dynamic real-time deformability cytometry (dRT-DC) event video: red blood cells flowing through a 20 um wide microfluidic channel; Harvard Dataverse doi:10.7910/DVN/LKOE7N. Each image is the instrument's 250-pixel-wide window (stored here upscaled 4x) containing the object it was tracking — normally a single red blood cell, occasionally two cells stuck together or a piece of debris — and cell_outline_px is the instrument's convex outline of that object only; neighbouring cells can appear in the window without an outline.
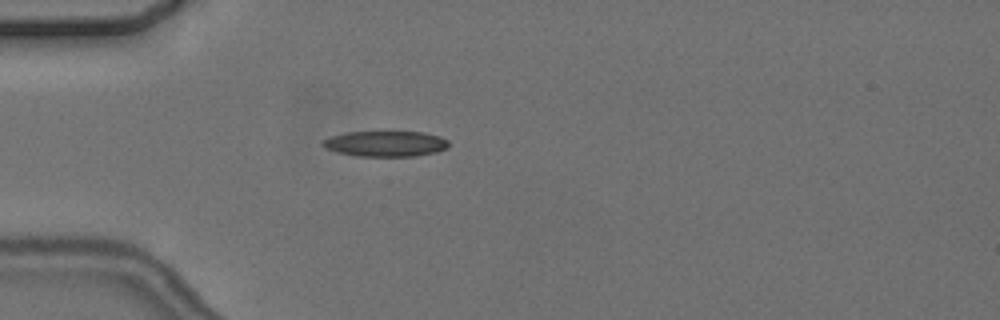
{"species": "common noctule bat (a hibernating species)", "species_latin": "Nyctalus noctula", "temperature_condition": "cold", "stored_images_in_passage": 1, "camera_frame_rate_fps": 3000, "um_per_image_px": 0.085, "animal": {"sex": "female", "body_mass_g": 24.6, "forearm_length_mm": 56.2}, "frame": {"image": 1, "passage_image": 1, "time_ms": 0.0, "image_size_px": [1000, 320], "cell_outline_px": [[448, 148], [436, 152], [416, 156], [356, 156], [336, 152], [324, 148], [320, 144], [320, 140], [344, 132], [424, 132], [440, 136], [448, 140]], "centroid_in_image_um": [32.73, 12.22], "position_along_channel_um": 52.3, "area_um2": 19.02}}